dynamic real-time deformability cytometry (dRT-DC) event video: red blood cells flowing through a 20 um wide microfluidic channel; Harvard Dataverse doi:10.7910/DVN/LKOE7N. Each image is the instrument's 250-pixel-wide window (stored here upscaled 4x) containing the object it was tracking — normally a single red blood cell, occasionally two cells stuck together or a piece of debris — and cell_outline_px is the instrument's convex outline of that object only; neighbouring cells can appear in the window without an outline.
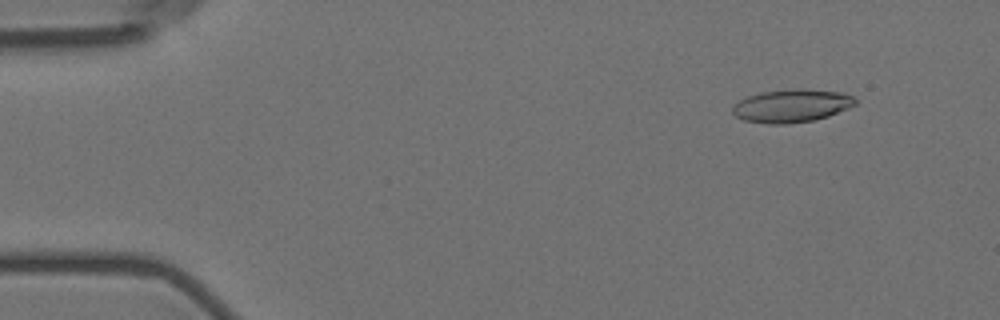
{"species": "Egyptian fruit bat (a non-hibernating species)", "species_latin": "Rousettus aegyptiacus", "temperature_condition": "room temperature", "stored_images_in_passage": 56, "camera_frame_rate_fps": 3000, "um_per_image_px": 0.085, "animal": {"sex": "female"}, "frame": {"image": 1, "passage_image": 6, "time_ms": 1.667, "image_size_px": [1000, 320], "cell_outline_px": [[856, 104], [848, 108], [828, 116], [812, 120], [788, 124], [768, 124], [744, 120], [736, 116], [732, 112], [732, 104], [748, 96], [760, 92], [792, 88], [804, 88], [844, 92], [852, 96], [856, 100]], "centroid_in_image_um": [67.28, 8.97], "position_along_channel_um": 17.7, "area_um2": 23.87}}
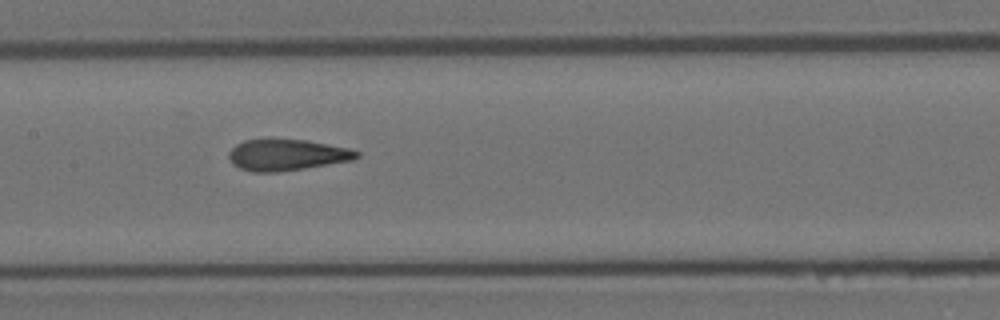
{"frame": {"image": 2, "passage_image": 28, "time_ms": 9.0, "image_size_px": [1000, 320], "cell_outline_px": [[360, 156], [352, 160], [304, 168], [276, 172], [252, 172], [240, 168], [232, 164], [228, 156], [228, 152], [236, 144], [244, 140], [308, 140], [348, 148], [360, 152]], "centroid_in_image_um": [24.37, 13.17], "position_along_channel_um": 183.0, "area_um2": 23.06}}
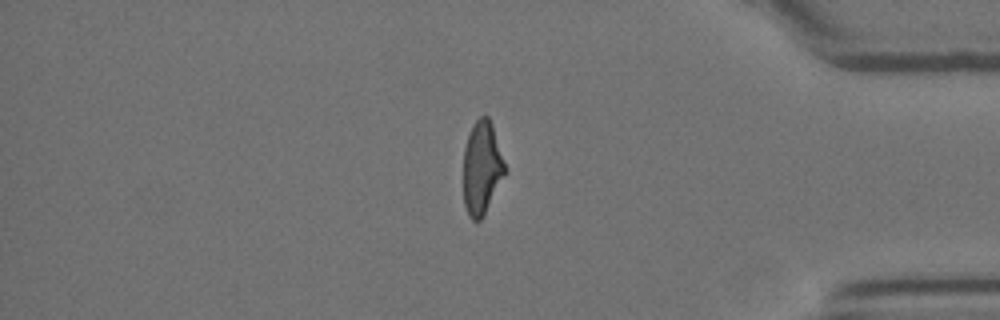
{"frame": {"image": 3, "passage_image": 48, "time_ms": 15.667, "image_size_px": [1000, 320], "cell_outline_px": [[508, 172], [480, 220], [472, 220], [468, 216], [464, 204], [464, 148], [468, 136], [476, 120], [480, 116], [488, 116], [492, 124]], "centroid_in_image_um": [40.98, 14.28], "position_along_channel_um": 394.2, "area_um2": 22.54}, "authors_computed_cell_mechanics": {"area_um2": 23.4379, "velocity_mm_per_s": 3.5958, "shape_relaxation_time_tau1_ms": null, "shape_relaxation_time_tau2_ms": 1.7663, "deformation_change_tau1": null, "deformation_change_tau2": 0.1137}}